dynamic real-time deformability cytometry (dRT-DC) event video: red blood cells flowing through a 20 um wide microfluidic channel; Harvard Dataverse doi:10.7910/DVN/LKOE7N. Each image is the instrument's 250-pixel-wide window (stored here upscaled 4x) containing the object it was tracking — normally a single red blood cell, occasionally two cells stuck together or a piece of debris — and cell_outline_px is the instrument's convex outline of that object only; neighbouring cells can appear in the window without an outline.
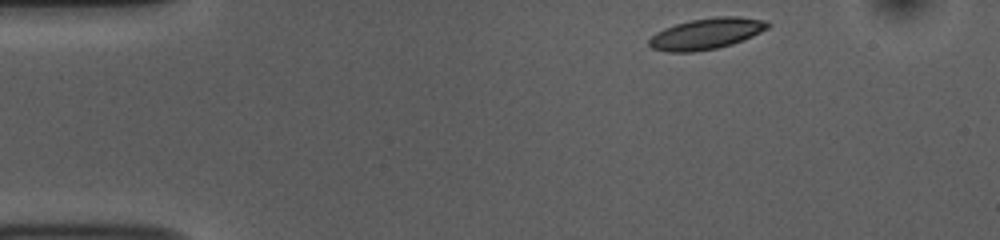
{"species": "common noctule bat (a hibernating species)", "species_latin": "Nyctalus noctula", "temperature_condition": "room temperature", "stored_images_in_passage": 46, "camera_frame_rate_fps": 3000, "um_per_image_px": 0.085, "animal": {"sex": "female", "body_mass_g": 10.0, "forearm_length_mm": 53.1}, "frame": {"image": 1, "passage_image": 1, "time_ms": 0.0, "image_size_px": [1000, 240], "cell_outline_px": [[772, 24], [768, 28], [744, 40], [732, 44], [716, 48], [692, 52], [668, 52], [652, 48], [648, 44], [648, 40], [656, 32], [664, 28], [676, 24], [692, 20], [716, 16], [740, 16], [768, 20]], "centroid_in_image_um": [60.08, 2.85], "position_along_channel_um": 24.9, "area_um2": 21.62}}
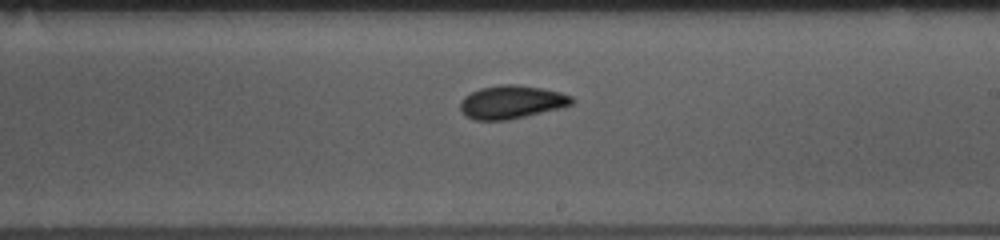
{"frame": {"image": 2, "passage_image": 24, "time_ms": 7.667, "image_size_px": [1000, 240], "cell_outline_px": [[576, 100], [572, 104], [560, 108], [508, 120], [472, 120], [460, 108], [460, 100], [464, 96], [480, 88], [500, 84], [516, 84], [540, 88], [560, 92], [572, 96]], "centroid_in_image_um": [43.49, 8.67], "position_along_channel_um": 245.5, "area_um2": 21.56}}
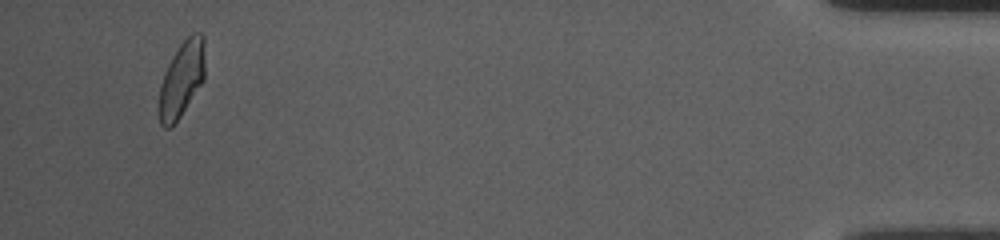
{"frame": {"image": 3, "passage_image": 44, "time_ms": 14.333, "image_size_px": [1000, 240], "cell_outline_px": [[204, 80], [180, 116], [168, 128], [164, 128], [160, 124], [156, 108], [160, 84], [164, 72], [172, 56], [180, 44], [192, 32], [200, 32], [204, 36]], "centroid_in_image_um": [15.4, 6.73], "position_along_channel_um": 419.8, "area_um2": 20.52}, "authors_computed_cell_mechanics": {"area_um2": 21.0392, "velocity_mm_per_s": 3.7375, "shape_relaxation_time_tau1_ms": 3.1176, "shape_relaxation_time_tau2_ms": 2.4377, "deformation_change_tau1": 0.1013, "deformation_change_tau2": 0.0706}}